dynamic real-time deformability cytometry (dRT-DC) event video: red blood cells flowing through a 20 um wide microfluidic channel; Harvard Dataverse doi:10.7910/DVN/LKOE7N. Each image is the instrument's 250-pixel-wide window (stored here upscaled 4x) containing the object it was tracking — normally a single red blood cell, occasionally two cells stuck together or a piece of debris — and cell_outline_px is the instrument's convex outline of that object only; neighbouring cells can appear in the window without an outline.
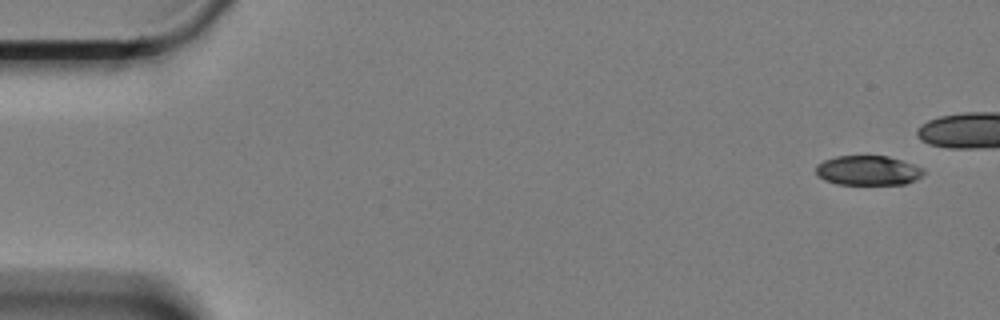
{"species": "Egyptian fruit bat (a non-hibernating species)", "species_latin": "Rousettus aegyptiacus", "temperature_condition": "cold", "stored_images_in_passage": 46, "camera_frame_rate_fps": 3000, "um_per_image_px": 0.085, "animal": {"sex": "female"}, "frame": {"image": 1, "passage_image": 1, "time_ms": 0.0, "image_size_px": [1000, 320], "cell_outline_px": [[924, 172], [916, 180], [904, 184], [840, 184], [824, 180], [816, 172], [816, 164], [824, 160], [836, 156], [888, 156], [924, 168]], "centroid_in_image_um": [73.77, 14.48], "position_along_channel_um": 11.2, "area_um2": 18.44}}
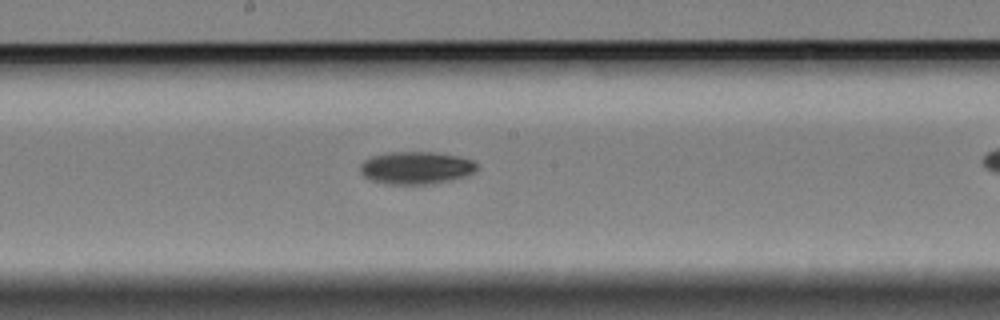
{"frame": {"image": 2, "passage_image": 30, "time_ms": 9.667, "image_size_px": [1000, 320], "cell_outline_px": [[476, 168], [472, 172], [464, 176], [448, 180], [424, 184], [388, 184], [372, 180], [364, 176], [360, 172], [360, 164], [364, 160], [372, 156], [388, 152], [432, 152], [460, 156], [472, 160], [476, 164]], "centroid_in_image_um": [35.32, 14.25], "position_along_channel_um": 212.9, "area_um2": 21.85}}
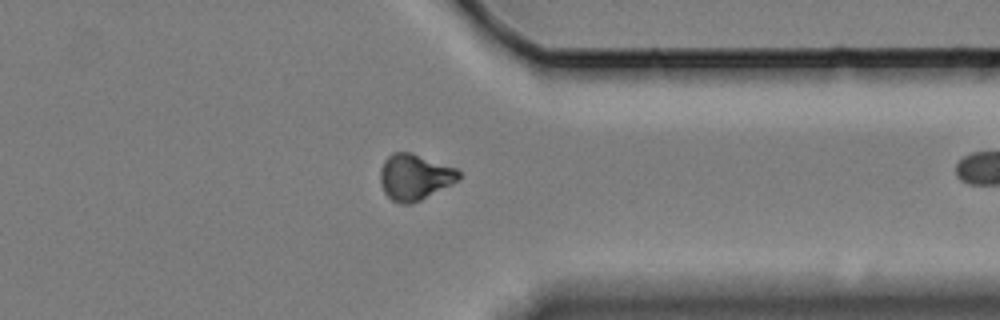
{"frame": {"image": 3, "passage_image": 45, "time_ms": 14.667, "image_size_px": [1000, 320], "cell_outline_px": [[460, 176], [456, 180], [420, 200], [408, 204], [404, 204], [392, 200], [384, 192], [380, 180], [380, 172], [384, 160], [392, 152], [412, 152], [456, 168], [460, 172]], "centroid_in_image_um": [35.2, 15.02], "position_along_channel_um": 376.2, "area_um2": 20.63}}